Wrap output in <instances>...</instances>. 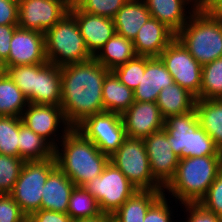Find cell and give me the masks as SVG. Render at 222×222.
Returning <instances> with one entry per match:
<instances>
[{
    "label": "cell",
    "mask_w": 222,
    "mask_h": 222,
    "mask_svg": "<svg viewBox=\"0 0 222 222\" xmlns=\"http://www.w3.org/2000/svg\"><path fill=\"white\" fill-rule=\"evenodd\" d=\"M199 99H222V57L202 66Z\"/></svg>",
    "instance_id": "cell-32"
},
{
    "label": "cell",
    "mask_w": 222,
    "mask_h": 222,
    "mask_svg": "<svg viewBox=\"0 0 222 222\" xmlns=\"http://www.w3.org/2000/svg\"><path fill=\"white\" fill-rule=\"evenodd\" d=\"M7 70H8V67L6 64V60L0 56V76L6 75Z\"/></svg>",
    "instance_id": "cell-47"
},
{
    "label": "cell",
    "mask_w": 222,
    "mask_h": 222,
    "mask_svg": "<svg viewBox=\"0 0 222 222\" xmlns=\"http://www.w3.org/2000/svg\"><path fill=\"white\" fill-rule=\"evenodd\" d=\"M175 38L176 34L171 29L150 17L132 42L137 56L159 57Z\"/></svg>",
    "instance_id": "cell-19"
},
{
    "label": "cell",
    "mask_w": 222,
    "mask_h": 222,
    "mask_svg": "<svg viewBox=\"0 0 222 222\" xmlns=\"http://www.w3.org/2000/svg\"><path fill=\"white\" fill-rule=\"evenodd\" d=\"M69 12L75 17L88 51L94 56L116 33L114 20L82 11L76 4Z\"/></svg>",
    "instance_id": "cell-17"
},
{
    "label": "cell",
    "mask_w": 222,
    "mask_h": 222,
    "mask_svg": "<svg viewBox=\"0 0 222 222\" xmlns=\"http://www.w3.org/2000/svg\"><path fill=\"white\" fill-rule=\"evenodd\" d=\"M143 1L145 2L151 14V17H154L159 22L165 24L175 34H177L183 28V26L190 19L191 15L198 8V6H196L192 0H143Z\"/></svg>",
    "instance_id": "cell-21"
},
{
    "label": "cell",
    "mask_w": 222,
    "mask_h": 222,
    "mask_svg": "<svg viewBox=\"0 0 222 222\" xmlns=\"http://www.w3.org/2000/svg\"><path fill=\"white\" fill-rule=\"evenodd\" d=\"M30 222H72L67 213L40 209L33 212L29 217Z\"/></svg>",
    "instance_id": "cell-43"
},
{
    "label": "cell",
    "mask_w": 222,
    "mask_h": 222,
    "mask_svg": "<svg viewBox=\"0 0 222 222\" xmlns=\"http://www.w3.org/2000/svg\"><path fill=\"white\" fill-rule=\"evenodd\" d=\"M180 205L184 207L183 209L187 214V221L184 222H222L219 216L204 208L200 203H183Z\"/></svg>",
    "instance_id": "cell-41"
},
{
    "label": "cell",
    "mask_w": 222,
    "mask_h": 222,
    "mask_svg": "<svg viewBox=\"0 0 222 222\" xmlns=\"http://www.w3.org/2000/svg\"><path fill=\"white\" fill-rule=\"evenodd\" d=\"M102 99L104 111L122 114L134 103V93L110 71L103 82Z\"/></svg>",
    "instance_id": "cell-27"
},
{
    "label": "cell",
    "mask_w": 222,
    "mask_h": 222,
    "mask_svg": "<svg viewBox=\"0 0 222 222\" xmlns=\"http://www.w3.org/2000/svg\"><path fill=\"white\" fill-rule=\"evenodd\" d=\"M128 0H79L76 5L84 12L114 18Z\"/></svg>",
    "instance_id": "cell-37"
},
{
    "label": "cell",
    "mask_w": 222,
    "mask_h": 222,
    "mask_svg": "<svg viewBox=\"0 0 222 222\" xmlns=\"http://www.w3.org/2000/svg\"><path fill=\"white\" fill-rule=\"evenodd\" d=\"M75 129L109 157L118 150L127 137L121 114L107 111L85 118Z\"/></svg>",
    "instance_id": "cell-10"
},
{
    "label": "cell",
    "mask_w": 222,
    "mask_h": 222,
    "mask_svg": "<svg viewBox=\"0 0 222 222\" xmlns=\"http://www.w3.org/2000/svg\"><path fill=\"white\" fill-rule=\"evenodd\" d=\"M195 110L200 126L222 153V99H197Z\"/></svg>",
    "instance_id": "cell-28"
},
{
    "label": "cell",
    "mask_w": 222,
    "mask_h": 222,
    "mask_svg": "<svg viewBox=\"0 0 222 222\" xmlns=\"http://www.w3.org/2000/svg\"><path fill=\"white\" fill-rule=\"evenodd\" d=\"M136 56L132 40L115 33L93 58L109 71H113Z\"/></svg>",
    "instance_id": "cell-24"
},
{
    "label": "cell",
    "mask_w": 222,
    "mask_h": 222,
    "mask_svg": "<svg viewBox=\"0 0 222 222\" xmlns=\"http://www.w3.org/2000/svg\"><path fill=\"white\" fill-rule=\"evenodd\" d=\"M21 118L22 122L29 129L48 141L54 148H56L70 129L63 115L62 108L57 105L29 103L23 111ZM59 128H62V130L60 131ZM59 131L62 132V134Z\"/></svg>",
    "instance_id": "cell-13"
},
{
    "label": "cell",
    "mask_w": 222,
    "mask_h": 222,
    "mask_svg": "<svg viewBox=\"0 0 222 222\" xmlns=\"http://www.w3.org/2000/svg\"><path fill=\"white\" fill-rule=\"evenodd\" d=\"M56 167L55 158L24 162L10 195L27 217L41 209L43 187Z\"/></svg>",
    "instance_id": "cell-7"
},
{
    "label": "cell",
    "mask_w": 222,
    "mask_h": 222,
    "mask_svg": "<svg viewBox=\"0 0 222 222\" xmlns=\"http://www.w3.org/2000/svg\"><path fill=\"white\" fill-rule=\"evenodd\" d=\"M173 83V77L159 57L145 56V73L133 90L134 101L156 103L160 91Z\"/></svg>",
    "instance_id": "cell-18"
},
{
    "label": "cell",
    "mask_w": 222,
    "mask_h": 222,
    "mask_svg": "<svg viewBox=\"0 0 222 222\" xmlns=\"http://www.w3.org/2000/svg\"><path fill=\"white\" fill-rule=\"evenodd\" d=\"M192 1H193V2L195 3V5L198 6V7H204L206 0H192Z\"/></svg>",
    "instance_id": "cell-48"
},
{
    "label": "cell",
    "mask_w": 222,
    "mask_h": 222,
    "mask_svg": "<svg viewBox=\"0 0 222 222\" xmlns=\"http://www.w3.org/2000/svg\"><path fill=\"white\" fill-rule=\"evenodd\" d=\"M196 97L179 84L173 83L163 88L157 99V106L164 118L182 115L195 109Z\"/></svg>",
    "instance_id": "cell-26"
},
{
    "label": "cell",
    "mask_w": 222,
    "mask_h": 222,
    "mask_svg": "<svg viewBox=\"0 0 222 222\" xmlns=\"http://www.w3.org/2000/svg\"><path fill=\"white\" fill-rule=\"evenodd\" d=\"M103 213L98 201L83 186H75L70 199L67 214L72 220L96 217Z\"/></svg>",
    "instance_id": "cell-31"
},
{
    "label": "cell",
    "mask_w": 222,
    "mask_h": 222,
    "mask_svg": "<svg viewBox=\"0 0 222 222\" xmlns=\"http://www.w3.org/2000/svg\"><path fill=\"white\" fill-rule=\"evenodd\" d=\"M44 33L17 27L10 42L7 67L46 63Z\"/></svg>",
    "instance_id": "cell-15"
},
{
    "label": "cell",
    "mask_w": 222,
    "mask_h": 222,
    "mask_svg": "<svg viewBox=\"0 0 222 222\" xmlns=\"http://www.w3.org/2000/svg\"><path fill=\"white\" fill-rule=\"evenodd\" d=\"M203 8L214 18L222 21V0H206Z\"/></svg>",
    "instance_id": "cell-45"
},
{
    "label": "cell",
    "mask_w": 222,
    "mask_h": 222,
    "mask_svg": "<svg viewBox=\"0 0 222 222\" xmlns=\"http://www.w3.org/2000/svg\"><path fill=\"white\" fill-rule=\"evenodd\" d=\"M62 147V148H60ZM57 167L76 186L101 175L110 157L75 128H70L54 150Z\"/></svg>",
    "instance_id": "cell-2"
},
{
    "label": "cell",
    "mask_w": 222,
    "mask_h": 222,
    "mask_svg": "<svg viewBox=\"0 0 222 222\" xmlns=\"http://www.w3.org/2000/svg\"><path fill=\"white\" fill-rule=\"evenodd\" d=\"M23 222H30L29 218L27 217Z\"/></svg>",
    "instance_id": "cell-51"
},
{
    "label": "cell",
    "mask_w": 222,
    "mask_h": 222,
    "mask_svg": "<svg viewBox=\"0 0 222 222\" xmlns=\"http://www.w3.org/2000/svg\"><path fill=\"white\" fill-rule=\"evenodd\" d=\"M55 148L40 135L29 129L23 122L19 124V157L24 161L55 158Z\"/></svg>",
    "instance_id": "cell-29"
},
{
    "label": "cell",
    "mask_w": 222,
    "mask_h": 222,
    "mask_svg": "<svg viewBox=\"0 0 222 222\" xmlns=\"http://www.w3.org/2000/svg\"><path fill=\"white\" fill-rule=\"evenodd\" d=\"M153 178L165 188L175 177L179 157L173 152L163 128L143 139Z\"/></svg>",
    "instance_id": "cell-14"
},
{
    "label": "cell",
    "mask_w": 222,
    "mask_h": 222,
    "mask_svg": "<svg viewBox=\"0 0 222 222\" xmlns=\"http://www.w3.org/2000/svg\"><path fill=\"white\" fill-rule=\"evenodd\" d=\"M21 117L0 116V154L19 157V124Z\"/></svg>",
    "instance_id": "cell-33"
},
{
    "label": "cell",
    "mask_w": 222,
    "mask_h": 222,
    "mask_svg": "<svg viewBox=\"0 0 222 222\" xmlns=\"http://www.w3.org/2000/svg\"><path fill=\"white\" fill-rule=\"evenodd\" d=\"M20 157L0 154V194H11L24 164Z\"/></svg>",
    "instance_id": "cell-34"
},
{
    "label": "cell",
    "mask_w": 222,
    "mask_h": 222,
    "mask_svg": "<svg viewBox=\"0 0 222 222\" xmlns=\"http://www.w3.org/2000/svg\"><path fill=\"white\" fill-rule=\"evenodd\" d=\"M16 25H0V56L7 60L10 53V42L12 40Z\"/></svg>",
    "instance_id": "cell-44"
},
{
    "label": "cell",
    "mask_w": 222,
    "mask_h": 222,
    "mask_svg": "<svg viewBox=\"0 0 222 222\" xmlns=\"http://www.w3.org/2000/svg\"><path fill=\"white\" fill-rule=\"evenodd\" d=\"M29 102L8 74L0 76V116L21 117Z\"/></svg>",
    "instance_id": "cell-30"
},
{
    "label": "cell",
    "mask_w": 222,
    "mask_h": 222,
    "mask_svg": "<svg viewBox=\"0 0 222 222\" xmlns=\"http://www.w3.org/2000/svg\"><path fill=\"white\" fill-rule=\"evenodd\" d=\"M163 190H137L112 214V222H143L149 207Z\"/></svg>",
    "instance_id": "cell-25"
},
{
    "label": "cell",
    "mask_w": 222,
    "mask_h": 222,
    "mask_svg": "<svg viewBox=\"0 0 222 222\" xmlns=\"http://www.w3.org/2000/svg\"><path fill=\"white\" fill-rule=\"evenodd\" d=\"M167 194L163 193L148 209L143 222H174L173 209L168 205ZM172 216V217H171Z\"/></svg>",
    "instance_id": "cell-39"
},
{
    "label": "cell",
    "mask_w": 222,
    "mask_h": 222,
    "mask_svg": "<svg viewBox=\"0 0 222 222\" xmlns=\"http://www.w3.org/2000/svg\"><path fill=\"white\" fill-rule=\"evenodd\" d=\"M65 0H23L18 5V27L45 33L69 13Z\"/></svg>",
    "instance_id": "cell-12"
},
{
    "label": "cell",
    "mask_w": 222,
    "mask_h": 222,
    "mask_svg": "<svg viewBox=\"0 0 222 222\" xmlns=\"http://www.w3.org/2000/svg\"><path fill=\"white\" fill-rule=\"evenodd\" d=\"M72 222H112V215L108 213H101L96 217L73 220Z\"/></svg>",
    "instance_id": "cell-46"
},
{
    "label": "cell",
    "mask_w": 222,
    "mask_h": 222,
    "mask_svg": "<svg viewBox=\"0 0 222 222\" xmlns=\"http://www.w3.org/2000/svg\"><path fill=\"white\" fill-rule=\"evenodd\" d=\"M164 129L173 152L185 157L222 156L214 140L200 126L195 109L164 119Z\"/></svg>",
    "instance_id": "cell-5"
},
{
    "label": "cell",
    "mask_w": 222,
    "mask_h": 222,
    "mask_svg": "<svg viewBox=\"0 0 222 222\" xmlns=\"http://www.w3.org/2000/svg\"><path fill=\"white\" fill-rule=\"evenodd\" d=\"M83 188L98 201L103 213L111 215L138 190L110 161L102 174L83 185Z\"/></svg>",
    "instance_id": "cell-9"
},
{
    "label": "cell",
    "mask_w": 222,
    "mask_h": 222,
    "mask_svg": "<svg viewBox=\"0 0 222 222\" xmlns=\"http://www.w3.org/2000/svg\"><path fill=\"white\" fill-rule=\"evenodd\" d=\"M26 218L10 194H0V222H23Z\"/></svg>",
    "instance_id": "cell-40"
},
{
    "label": "cell",
    "mask_w": 222,
    "mask_h": 222,
    "mask_svg": "<svg viewBox=\"0 0 222 222\" xmlns=\"http://www.w3.org/2000/svg\"><path fill=\"white\" fill-rule=\"evenodd\" d=\"M174 82L199 99L202 66L194 59L183 44L175 38L160 54Z\"/></svg>",
    "instance_id": "cell-11"
},
{
    "label": "cell",
    "mask_w": 222,
    "mask_h": 222,
    "mask_svg": "<svg viewBox=\"0 0 222 222\" xmlns=\"http://www.w3.org/2000/svg\"><path fill=\"white\" fill-rule=\"evenodd\" d=\"M113 72L124 85L134 90L139 86L142 75L145 73V56H136L115 68Z\"/></svg>",
    "instance_id": "cell-35"
},
{
    "label": "cell",
    "mask_w": 222,
    "mask_h": 222,
    "mask_svg": "<svg viewBox=\"0 0 222 222\" xmlns=\"http://www.w3.org/2000/svg\"><path fill=\"white\" fill-rule=\"evenodd\" d=\"M221 161L222 156L179 159L175 177L163 192H168L176 202L179 201V204L199 203L221 172Z\"/></svg>",
    "instance_id": "cell-3"
},
{
    "label": "cell",
    "mask_w": 222,
    "mask_h": 222,
    "mask_svg": "<svg viewBox=\"0 0 222 222\" xmlns=\"http://www.w3.org/2000/svg\"><path fill=\"white\" fill-rule=\"evenodd\" d=\"M0 25L18 26V4L10 0H0Z\"/></svg>",
    "instance_id": "cell-42"
},
{
    "label": "cell",
    "mask_w": 222,
    "mask_h": 222,
    "mask_svg": "<svg viewBox=\"0 0 222 222\" xmlns=\"http://www.w3.org/2000/svg\"><path fill=\"white\" fill-rule=\"evenodd\" d=\"M10 1H13L19 5L23 0H10Z\"/></svg>",
    "instance_id": "cell-50"
},
{
    "label": "cell",
    "mask_w": 222,
    "mask_h": 222,
    "mask_svg": "<svg viewBox=\"0 0 222 222\" xmlns=\"http://www.w3.org/2000/svg\"><path fill=\"white\" fill-rule=\"evenodd\" d=\"M176 38L201 65L222 57V21L198 7Z\"/></svg>",
    "instance_id": "cell-4"
},
{
    "label": "cell",
    "mask_w": 222,
    "mask_h": 222,
    "mask_svg": "<svg viewBox=\"0 0 222 222\" xmlns=\"http://www.w3.org/2000/svg\"><path fill=\"white\" fill-rule=\"evenodd\" d=\"M7 74L32 104L35 82V64L8 67Z\"/></svg>",
    "instance_id": "cell-36"
},
{
    "label": "cell",
    "mask_w": 222,
    "mask_h": 222,
    "mask_svg": "<svg viewBox=\"0 0 222 222\" xmlns=\"http://www.w3.org/2000/svg\"><path fill=\"white\" fill-rule=\"evenodd\" d=\"M109 72L93 57L61 67L60 107L70 128L89 116L104 112L102 88Z\"/></svg>",
    "instance_id": "cell-1"
},
{
    "label": "cell",
    "mask_w": 222,
    "mask_h": 222,
    "mask_svg": "<svg viewBox=\"0 0 222 222\" xmlns=\"http://www.w3.org/2000/svg\"><path fill=\"white\" fill-rule=\"evenodd\" d=\"M127 137L144 139L152 133L164 128V117L157 103H134L121 114Z\"/></svg>",
    "instance_id": "cell-16"
},
{
    "label": "cell",
    "mask_w": 222,
    "mask_h": 222,
    "mask_svg": "<svg viewBox=\"0 0 222 222\" xmlns=\"http://www.w3.org/2000/svg\"><path fill=\"white\" fill-rule=\"evenodd\" d=\"M150 17L151 14L143 0H128L113 18L116 33L133 41L141 26Z\"/></svg>",
    "instance_id": "cell-23"
},
{
    "label": "cell",
    "mask_w": 222,
    "mask_h": 222,
    "mask_svg": "<svg viewBox=\"0 0 222 222\" xmlns=\"http://www.w3.org/2000/svg\"><path fill=\"white\" fill-rule=\"evenodd\" d=\"M199 203L222 219V172L217 175Z\"/></svg>",
    "instance_id": "cell-38"
},
{
    "label": "cell",
    "mask_w": 222,
    "mask_h": 222,
    "mask_svg": "<svg viewBox=\"0 0 222 222\" xmlns=\"http://www.w3.org/2000/svg\"><path fill=\"white\" fill-rule=\"evenodd\" d=\"M113 163L138 190H163L153 178L143 139L126 137L110 156Z\"/></svg>",
    "instance_id": "cell-8"
},
{
    "label": "cell",
    "mask_w": 222,
    "mask_h": 222,
    "mask_svg": "<svg viewBox=\"0 0 222 222\" xmlns=\"http://www.w3.org/2000/svg\"><path fill=\"white\" fill-rule=\"evenodd\" d=\"M75 186L70 178L56 167L43 187L41 209L67 213L69 199Z\"/></svg>",
    "instance_id": "cell-22"
},
{
    "label": "cell",
    "mask_w": 222,
    "mask_h": 222,
    "mask_svg": "<svg viewBox=\"0 0 222 222\" xmlns=\"http://www.w3.org/2000/svg\"><path fill=\"white\" fill-rule=\"evenodd\" d=\"M70 6L75 5L79 0H65Z\"/></svg>",
    "instance_id": "cell-49"
},
{
    "label": "cell",
    "mask_w": 222,
    "mask_h": 222,
    "mask_svg": "<svg viewBox=\"0 0 222 222\" xmlns=\"http://www.w3.org/2000/svg\"><path fill=\"white\" fill-rule=\"evenodd\" d=\"M47 61L59 67L84 62L93 57L88 51L75 17L69 12L45 33Z\"/></svg>",
    "instance_id": "cell-6"
},
{
    "label": "cell",
    "mask_w": 222,
    "mask_h": 222,
    "mask_svg": "<svg viewBox=\"0 0 222 222\" xmlns=\"http://www.w3.org/2000/svg\"><path fill=\"white\" fill-rule=\"evenodd\" d=\"M61 103V67L53 63L35 64V82L32 104L57 105Z\"/></svg>",
    "instance_id": "cell-20"
}]
</instances>
